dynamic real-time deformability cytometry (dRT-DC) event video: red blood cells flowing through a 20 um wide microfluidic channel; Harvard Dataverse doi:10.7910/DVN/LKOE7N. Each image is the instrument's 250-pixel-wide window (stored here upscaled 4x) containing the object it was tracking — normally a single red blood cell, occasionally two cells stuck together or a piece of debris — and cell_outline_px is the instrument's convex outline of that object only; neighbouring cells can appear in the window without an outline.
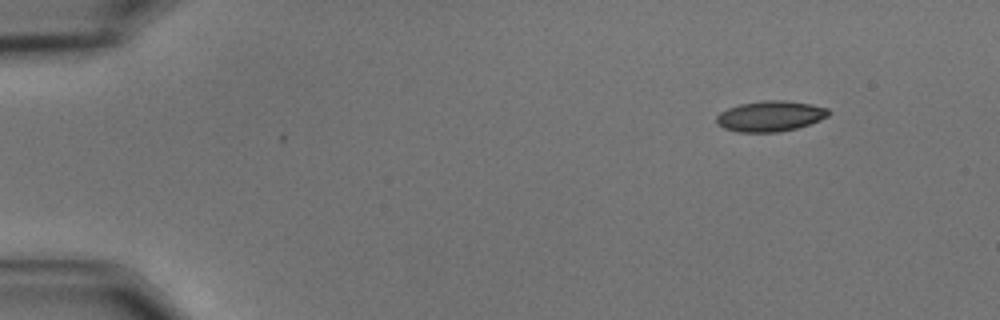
{"species": "common noctule bat (a hibernating species)", "species_latin": "Nyctalus noctula", "temperature_condition": "cold", "stored_images_in_passage": 52, "camera_frame_rate_fps": 3000, "um_per_image_px": 0.085, "animal": {"sex": "male", "body_mass_g": 15.6}, "frame": {"image": 1, "passage_image": 1, "time_ms": 0.0, "image_size_px": [1000, 320], "cell_outline_px": [[828, 116], [820, 120], [796, 128], [780, 132], [736, 132], [724, 128], [716, 124], [716, 116], [720, 112], [728, 108], [740, 104], [764, 100], [784, 100], [812, 104], [828, 108]], "centroid_in_image_um": [65.44, 9.87], "position_along_channel_um": 19.6, "area_um2": 20.0}}
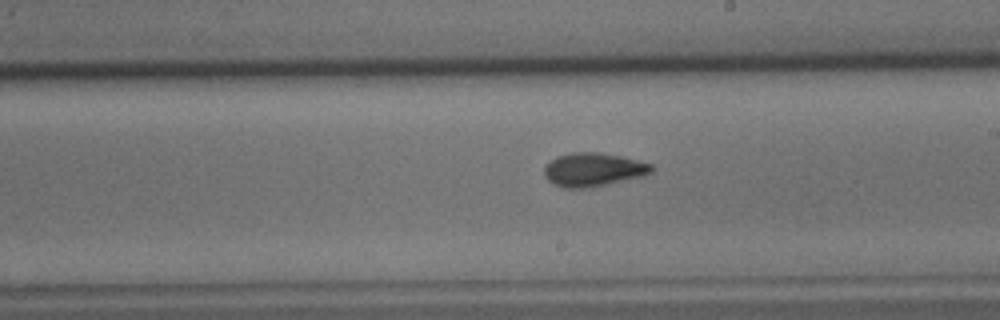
{"frame": {"image": 2, "passage_image": 28, "time_ms": 9.0, "image_size_px": [1000, 320], "cell_outline_px": [[656, 168], [652, 172], [644, 176], [592, 188], [564, 188], [552, 184], [544, 176], [544, 168], [556, 156], [572, 152], [600, 152], [620, 156], [652, 164]], "centroid_in_image_um": [50.44, 14.43], "position_along_channel_um": 238.6, "area_um2": 21.27}}
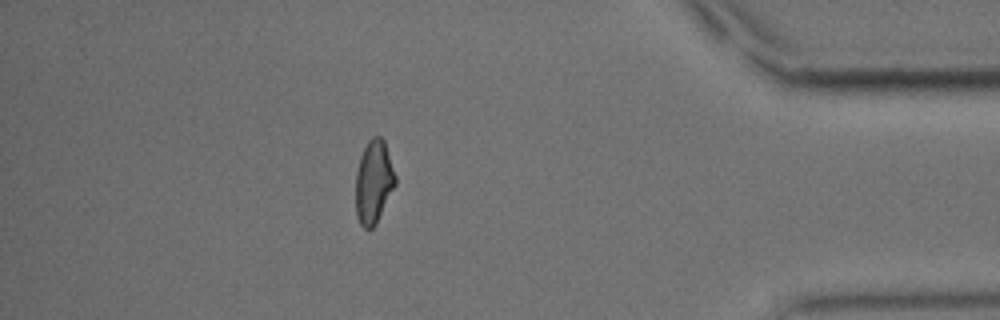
{"frame": {"image": 3, "passage_image": 45, "time_ms": 14.667, "image_size_px": [1000, 320], "cell_outline_px": [[396, 184], [376, 224], [372, 228], [364, 228], [360, 224], [356, 216], [356, 172], [360, 156], [368, 140], [372, 136], [380, 136], [384, 140], [396, 176]], "centroid_in_image_um": [31.76, 15.46], "position_along_channel_um": 403.4, "area_um2": 19.25}, "authors_computed_cell_mechanics": {"area_um2": 19.9988, "velocity_mm_per_s": 3.5498, "shape_relaxation_time_tau1_ms": 4.3225, "shape_relaxation_time_tau2_ms": 1.9982, "deformation_change_tau1": 0.1238, "deformation_change_tau2": 0.0641}}